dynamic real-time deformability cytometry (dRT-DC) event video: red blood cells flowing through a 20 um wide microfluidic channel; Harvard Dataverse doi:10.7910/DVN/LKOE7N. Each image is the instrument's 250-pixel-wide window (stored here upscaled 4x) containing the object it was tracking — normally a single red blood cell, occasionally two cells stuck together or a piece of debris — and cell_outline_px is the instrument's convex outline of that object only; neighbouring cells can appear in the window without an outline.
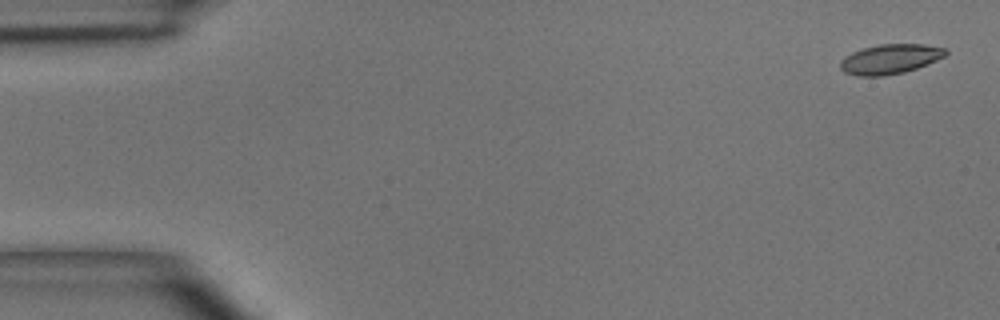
{"species": "common noctule bat (a hibernating species)", "species_latin": "Nyctalus noctula", "temperature_condition": "room temperature", "stored_images_in_passage": 5, "camera_frame_rate_fps": 3000, "um_per_image_px": 0.085, "animal": {"sex": "male", "body_mass_g": 15.6}, "frame": {"image": 1, "passage_image": 1, "time_ms": 0.0, "image_size_px": [1000, 320], "cell_outline_px": [[948, 52], [944, 56], [936, 60], [916, 68], [904, 72], [884, 76], [856, 76], [844, 72], [840, 68], [840, 60], [844, 56], [852, 52], [864, 48], [880, 44], [924, 44], [944, 48]], "centroid_in_image_um": [75.62, 5.02], "position_along_channel_um": 9.4, "area_um2": 18.21}}
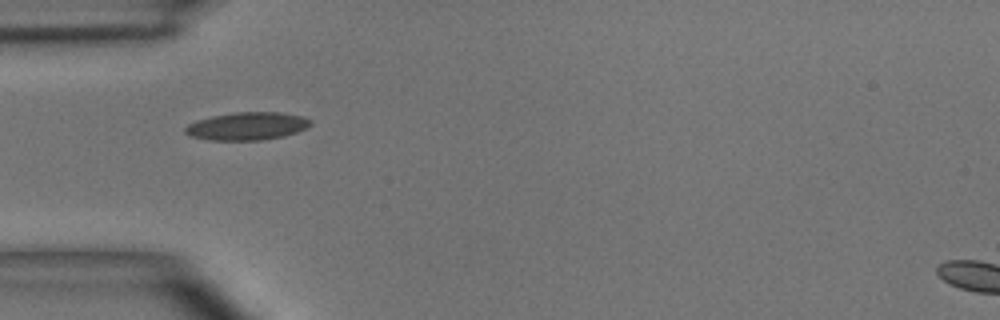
{"frame": {"image": 2, "passage_image": 5, "time_ms": 4.667, "image_size_px": [1000, 320], "cell_outline_px": [[312, 124], [308, 128], [284, 136], [260, 140], [208, 140], [192, 136], [184, 132], [184, 128], [188, 124], [196, 120], [212, 116], [236, 112], [280, 112], [300, 116], [312, 120]], "centroid_in_image_um": [21.01, 10.72], "position_along_channel_um": 64.0, "area_um2": 20.35}}